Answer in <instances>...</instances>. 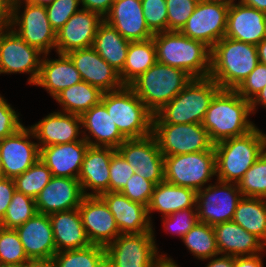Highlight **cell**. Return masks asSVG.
I'll return each mask as SVG.
<instances>
[{
    "instance_id": "obj_1",
    "label": "cell",
    "mask_w": 266,
    "mask_h": 267,
    "mask_svg": "<svg viewBox=\"0 0 266 267\" xmlns=\"http://www.w3.org/2000/svg\"><path fill=\"white\" fill-rule=\"evenodd\" d=\"M250 113L249 100L235 90L220 89L213 97L201 124L215 145L253 130L256 126L248 119Z\"/></svg>"
},
{
    "instance_id": "obj_2",
    "label": "cell",
    "mask_w": 266,
    "mask_h": 267,
    "mask_svg": "<svg viewBox=\"0 0 266 267\" xmlns=\"http://www.w3.org/2000/svg\"><path fill=\"white\" fill-rule=\"evenodd\" d=\"M153 40L157 62L182 69L192 78L209 77L211 48L202 41L190 39L179 31L156 33Z\"/></svg>"
},
{
    "instance_id": "obj_3",
    "label": "cell",
    "mask_w": 266,
    "mask_h": 267,
    "mask_svg": "<svg viewBox=\"0 0 266 267\" xmlns=\"http://www.w3.org/2000/svg\"><path fill=\"white\" fill-rule=\"evenodd\" d=\"M257 45L224 36L211 48V77L221 89L235 90L258 64Z\"/></svg>"
},
{
    "instance_id": "obj_4",
    "label": "cell",
    "mask_w": 266,
    "mask_h": 267,
    "mask_svg": "<svg viewBox=\"0 0 266 267\" xmlns=\"http://www.w3.org/2000/svg\"><path fill=\"white\" fill-rule=\"evenodd\" d=\"M217 180L238 183L266 150V134L257 127L246 135L214 145Z\"/></svg>"
},
{
    "instance_id": "obj_5",
    "label": "cell",
    "mask_w": 266,
    "mask_h": 267,
    "mask_svg": "<svg viewBox=\"0 0 266 267\" xmlns=\"http://www.w3.org/2000/svg\"><path fill=\"white\" fill-rule=\"evenodd\" d=\"M211 78H193L185 88L153 116V124H201L220 90Z\"/></svg>"
},
{
    "instance_id": "obj_6",
    "label": "cell",
    "mask_w": 266,
    "mask_h": 267,
    "mask_svg": "<svg viewBox=\"0 0 266 267\" xmlns=\"http://www.w3.org/2000/svg\"><path fill=\"white\" fill-rule=\"evenodd\" d=\"M101 103L126 139L142 138L152 134L154 114L130 86L124 85L120 89L104 92Z\"/></svg>"
},
{
    "instance_id": "obj_7",
    "label": "cell",
    "mask_w": 266,
    "mask_h": 267,
    "mask_svg": "<svg viewBox=\"0 0 266 267\" xmlns=\"http://www.w3.org/2000/svg\"><path fill=\"white\" fill-rule=\"evenodd\" d=\"M192 79L182 69L156 62L129 86L155 114L175 98Z\"/></svg>"
},
{
    "instance_id": "obj_8",
    "label": "cell",
    "mask_w": 266,
    "mask_h": 267,
    "mask_svg": "<svg viewBox=\"0 0 266 267\" xmlns=\"http://www.w3.org/2000/svg\"><path fill=\"white\" fill-rule=\"evenodd\" d=\"M216 175L215 149L164 157V180L196 192Z\"/></svg>"
},
{
    "instance_id": "obj_9",
    "label": "cell",
    "mask_w": 266,
    "mask_h": 267,
    "mask_svg": "<svg viewBox=\"0 0 266 267\" xmlns=\"http://www.w3.org/2000/svg\"><path fill=\"white\" fill-rule=\"evenodd\" d=\"M24 2V12L19 16L22 1L13 0L11 28L30 46L49 54L56 45V31L51 27L46 7Z\"/></svg>"
},
{
    "instance_id": "obj_10",
    "label": "cell",
    "mask_w": 266,
    "mask_h": 267,
    "mask_svg": "<svg viewBox=\"0 0 266 267\" xmlns=\"http://www.w3.org/2000/svg\"><path fill=\"white\" fill-rule=\"evenodd\" d=\"M155 137L163 156L209 151L214 147L202 124H153Z\"/></svg>"
},
{
    "instance_id": "obj_11",
    "label": "cell",
    "mask_w": 266,
    "mask_h": 267,
    "mask_svg": "<svg viewBox=\"0 0 266 267\" xmlns=\"http://www.w3.org/2000/svg\"><path fill=\"white\" fill-rule=\"evenodd\" d=\"M238 184L217 180L197 191L196 210L199 222L214 226L233 220L238 202L242 198Z\"/></svg>"
},
{
    "instance_id": "obj_12",
    "label": "cell",
    "mask_w": 266,
    "mask_h": 267,
    "mask_svg": "<svg viewBox=\"0 0 266 267\" xmlns=\"http://www.w3.org/2000/svg\"><path fill=\"white\" fill-rule=\"evenodd\" d=\"M229 7L230 2L199 1L179 32L212 48L225 36Z\"/></svg>"
},
{
    "instance_id": "obj_13",
    "label": "cell",
    "mask_w": 266,
    "mask_h": 267,
    "mask_svg": "<svg viewBox=\"0 0 266 267\" xmlns=\"http://www.w3.org/2000/svg\"><path fill=\"white\" fill-rule=\"evenodd\" d=\"M154 232L120 234L105 247L112 267H152L161 256L154 240Z\"/></svg>"
},
{
    "instance_id": "obj_14",
    "label": "cell",
    "mask_w": 266,
    "mask_h": 267,
    "mask_svg": "<svg viewBox=\"0 0 266 267\" xmlns=\"http://www.w3.org/2000/svg\"><path fill=\"white\" fill-rule=\"evenodd\" d=\"M41 54L11 27L0 31V74L30 73L28 84L34 85L40 73Z\"/></svg>"
},
{
    "instance_id": "obj_15",
    "label": "cell",
    "mask_w": 266,
    "mask_h": 267,
    "mask_svg": "<svg viewBox=\"0 0 266 267\" xmlns=\"http://www.w3.org/2000/svg\"><path fill=\"white\" fill-rule=\"evenodd\" d=\"M116 150L141 177L155 185L164 181V156L153 134L126 139Z\"/></svg>"
},
{
    "instance_id": "obj_16",
    "label": "cell",
    "mask_w": 266,
    "mask_h": 267,
    "mask_svg": "<svg viewBox=\"0 0 266 267\" xmlns=\"http://www.w3.org/2000/svg\"><path fill=\"white\" fill-rule=\"evenodd\" d=\"M32 129L23 126L16 133L0 139L1 172L3 177L14 179L30 168L40 157L38 143Z\"/></svg>"
},
{
    "instance_id": "obj_17",
    "label": "cell",
    "mask_w": 266,
    "mask_h": 267,
    "mask_svg": "<svg viewBox=\"0 0 266 267\" xmlns=\"http://www.w3.org/2000/svg\"><path fill=\"white\" fill-rule=\"evenodd\" d=\"M78 210L91 244L106 247L120 235L113 214L100 196H85Z\"/></svg>"
},
{
    "instance_id": "obj_18",
    "label": "cell",
    "mask_w": 266,
    "mask_h": 267,
    "mask_svg": "<svg viewBox=\"0 0 266 267\" xmlns=\"http://www.w3.org/2000/svg\"><path fill=\"white\" fill-rule=\"evenodd\" d=\"M67 55L80 73L82 81L97 87L103 93L124 86L119 72L109 65L93 47L72 50Z\"/></svg>"
},
{
    "instance_id": "obj_19",
    "label": "cell",
    "mask_w": 266,
    "mask_h": 267,
    "mask_svg": "<svg viewBox=\"0 0 266 267\" xmlns=\"http://www.w3.org/2000/svg\"><path fill=\"white\" fill-rule=\"evenodd\" d=\"M104 18L93 11L80 9L56 32L57 54L92 47L96 32Z\"/></svg>"
},
{
    "instance_id": "obj_20",
    "label": "cell",
    "mask_w": 266,
    "mask_h": 267,
    "mask_svg": "<svg viewBox=\"0 0 266 267\" xmlns=\"http://www.w3.org/2000/svg\"><path fill=\"white\" fill-rule=\"evenodd\" d=\"M85 197L77 178L52 177L35 198L36 209L41 214L68 211L80 206Z\"/></svg>"
},
{
    "instance_id": "obj_21",
    "label": "cell",
    "mask_w": 266,
    "mask_h": 267,
    "mask_svg": "<svg viewBox=\"0 0 266 267\" xmlns=\"http://www.w3.org/2000/svg\"><path fill=\"white\" fill-rule=\"evenodd\" d=\"M225 36L257 45L266 37V13L240 1H231Z\"/></svg>"
},
{
    "instance_id": "obj_22",
    "label": "cell",
    "mask_w": 266,
    "mask_h": 267,
    "mask_svg": "<svg viewBox=\"0 0 266 267\" xmlns=\"http://www.w3.org/2000/svg\"><path fill=\"white\" fill-rule=\"evenodd\" d=\"M100 197L113 214L120 234L154 232L147 206L131 201L120 192H104Z\"/></svg>"
},
{
    "instance_id": "obj_23",
    "label": "cell",
    "mask_w": 266,
    "mask_h": 267,
    "mask_svg": "<svg viewBox=\"0 0 266 267\" xmlns=\"http://www.w3.org/2000/svg\"><path fill=\"white\" fill-rule=\"evenodd\" d=\"M30 260L52 259L56 253L49 215L36 213L15 229Z\"/></svg>"
},
{
    "instance_id": "obj_24",
    "label": "cell",
    "mask_w": 266,
    "mask_h": 267,
    "mask_svg": "<svg viewBox=\"0 0 266 267\" xmlns=\"http://www.w3.org/2000/svg\"><path fill=\"white\" fill-rule=\"evenodd\" d=\"M104 21L129 41H144L154 36L146 25L141 0H114Z\"/></svg>"
},
{
    "instance_id": "obj_25",
    "label": "cell",
    "mask_w": 266,
    "mask_h": 267,
    "mask_svg": "<svg viewBox=\"0 0 266 267\" xmlns=\"http://www.w3.org/2000/svg\"><path fill=\"white\" fill-rule=\"evenodd\" d=\"M81 117L76 114L66 112H53L34 124L30 128L34 132L35 138L38 139L39 149L49 145H58L80 141L82 133Z\"/></svg>"
},
{
    "instance_id": "obj_26",
    "label": "cell",
    "mask_w": 266,
    "mask_h": 267,
    "mask_svg": "<svg viewBox=\"0 0 266 267\" xmlns=\"http://www.w3.org/2000/svg\"><path fill=\"white\" fill-rule=\"evenodd\" d=\"M116 151L111 147H88L78 177L85 196H100L109 192V167ZM87 188L93 191L87 193Z\"/></svg>"
},
{
    "instance_id": "obj_27",
    "label": "cell",
    "mask_w": 266,
    "mask_h": 267,
    "mask_svg": "<svg viewBox=\"0 0 266 267\" xmlns=\"http://www.w3.org/2000/svg\"><path fill=\"white\" fill-rule=\"evenodd\" d=\"M90 145L83 138L72 143L49 145L40 148V159L54 177L77 178L85 153Z\"/></svg>"
},
{
    "instance_id": "obj_28",
    "label": "cell",
    "mask_w": 266,
    "mask_h": 267,
    "mask_svg": "<svg viewBox=\"0 0 266 267\" xmlns=\"http://www.w3.org/2000/svg\"><path fill=\"white\" fill-rule=\"evenodd\" d=\"M213 228L217 248L221 255L251 256L265 250L266 244L260 238L249 233L233 220L216 224Z\"/></svg>"
},
{
    "instance_id": "obj_29",
    "label": "cell",
    "mask_w": 266,
    "mask_h": 267,
    "mask_svg": "<svg viewBox=\"0 0 266 267\" xmlns=\"http://www.w3.org/2000/svg\"><path fill=\"white\" fill-rule=\"evenodd\" d=\"M82 128L86 129L89 134L95 138L91 140L90 135H85L82 131L83 138L92 147H111L117 149L126 138L120 133L115 123L109 116L106 107L100 102L84 112L81 116ZM94 141V142H93Z\"/></svg>"
},
{
    "instance_id": "obj_30",
    "label": "cell",
    "mask_w": 266,
    "mask_h": 267,
    "mask_svg": "<svg viewBox=\"0 0 266 267\" xmlns=\"http://www.w3.org/2000/svg\"><path fill=\"white\" fill-rule=\"evenodd\" d=\"M38 79L34 85L41 86L55 98L64 89L82 81L80 73L67 54H58V59H48L43 54ZM47 58V59H46Z\"/></svg>"
},
{
    "instance_id": "obj_31",
    "label": "cell",
    "mask_w": 266,
    "mask_h": 267,
    "mask_svg": "<svg viewBox=\"0 0 266 267\" xmlns=\"http://www.w3.org/2000/svg\"><path fill=\"white\" fill-rule=\"evenodd\" d=\"M56 247V253L81 249L89 242L78 208L49 214Z\"/></svg>"
},
{
    "instance_id": "obj_32",
    "label": "cell",
    "mask_w": 266,
    "mask_h": 267,
    "mask_svg": "<svg viewBox=\"0 0 266 267\" xmlns=\"http://www.w3.org/2000/svg\"><path fill=\"white\" fill-rule=\"evenodd\" d=\"M197 192L188 187L176 186L162 181L154 186L148 205V215L152 211L161 212L167 216L180 210L196 208Z\"/></svg>"
},
{
    "instance_id": "obj_33",
    "label": "cell",
    "mask_w": 266,
    "mask_h": 267,
    "mask_svg": "<svg viewBox=\"0 0 266 267\" xmlns=\"http://www.w3.org/2000/svg\"><path fill=\"white\" fill-rule=\"evenodd\" d=\"M130 41L103 21L96 32L93 48L119 73L123 70Z\"/></svg>"
},
{
    "instance_id": "obj_34",
    "label": "cell",
    "mask_w": 266,
    "mask_h": 267,
    "mask_svg": "<svg viewBox=\"0 0 266 267\" xmlns=\"http://www.w3.org/2000/svg\"><path fill=\"white\" fill-rule=\"evenodd\" d=\"M156 62L153 38L144 41H130L123 70L119 73L122 83L129 86Z\"/></svg>"
},
{
    "instance_id": "obj_35",
    "label": "cell",
    "mask_w": 266,
    "mask_h": 267,
    "mask_svg": "<svg viewBox=\"0 0 266 267\" xmlns=\"http://www.w3.org/2000/svg\"><path fill=\"white\" fill-rule=\"evenodd\" d=\"M233 221L266 244V198L242 197Z\"/></svg>"
},
{
    "instance_id": "obj_36",
    "label": "cell",
    "mask_w": 266,
    "mask_h": 267,
    "mask_svg": "<svg viewBox=\"0 0 266 267\" xmlns=\"http://www.w3.org/2000/svg\"><path fill=\"white\" fill-rule=\"evenodd\" d=\"M103 92L85 81L64 89L54 99L62 106V111L81 116L101 102Z\"/></svg>"
},
{
    "instance_id": "obj_37",
    "label": "cell",
    "mask_w": 266,
    "mask_h": 267,
    "mask_svg": "<svg viewBox=\"0 0 266 267\" xmlns=\"http://www.w3.org/2000/svg\"><path fill=\"white\" fill-rule=\"evenodd\" d=\"M185 246L197 259L207 260L220 255L213 226L197 222L182 238Z\"/></svg>"
},
{
    "instance_id": "obj_38",
    "label": "cell",
    "mask_w": 266,
    "mask_h": 267,
    "mask_svg": "<svg viewBox=\"0 0 266 267\" xmlns=\"http://www.w3.org/2000/svg\"><path fill=\"white\" fill-rule=\"evenodd\" d=\"M105 255V247L90 244L81 249L57 252L51 260L55 267H95Z\"/></svg>"
},
{
    "instance_id": "obj_39",
    "label": "cell",
    "mask_w": 266,
    "mask_h": 267,
    "mask_svg": "<svg viewBox=\"0 0 266 267\" xmlns=\"http://www.w3.org/2000/svg\"><path fill=\"white\" fill-rule=\"evenodd\" d=\"M53 177L51 170L39 158L30 168L13 179L15 189L36 198Z\"/></svg>"
},
{
    "instance_id": "obj_40",
    "label": "cell",
    "mask_w": 266,
    "mask_h": 267,
    "mask_svg": "<svg viewBox=\"0 0 266 267\" xmlns=\"http://www.w3.org/2000/svg\"><path fill=\"white\" fill-rule=\"evenodd\" d=\"M37 213L35 199L15 191L0 226L6 229H16Z\"/></svg>"
},
{
    "instance_id": "obj_41",
    "label": "cell",
    "mask_w": 266,
    "mask_h": 267,
    "mask_svg": "<svg viewBox=\"0 0 266 267\" xmlns=\"http://www.w3.org/2000/svg\"><path fill=\"white\" fill-rule=\"evenodd\" d=\"M237 184L244 197L266 198V150Z\"/></svg>"
},
{
    "instance_id": "obj_42",
    "label": "cell",
    "mask_w": 266,
    "mask_h": 267,
    "mask_svg": "<svg viewBox=\"0 0 266 267\" xmlns=\"http://www.w3.org/2000/svg\"><path fill=\"white\" fill-rule=\"evenodd\" d=\"M29 261L17 231L0 226V267L23 265Z\"/></svg>"
},
{
    "instance_id": "obj_43",
    "label": "cell",
    "mask_w": 266,
    "mask_h": 267,
    "mask_svg": "<svg viewBox=\"0 0 266 267\" xmlns=\"http://www.w3.org/2000/svg\"><path fill=\"white\" fill-rule=\"evenodd\" d=\"M199 0H166L167 31H180Z\"/></svg>"
},
{
    "instance_id": "obj_44",
    "label": "cell",
    "mask_w": 266,
    "mask_h": 267,
    "mask_svg": "<svg viewBox=\"0 0 266 267\" xmlns=\"http://www.w3.org/2000/svg\"><path fill=\"white\" fill-rule=\"evenodd\" d=\"M146 25L153 33L167 32L166 0H141Z\"/></svg>"
},
{
    "instance_id": "obj_45",
    "label": "cell",
    "mask_w": 266,
    "mask_h": 267,
    "mask_svg": "<svg viewBox=\"0 0 266 267\" xmlns=\"http://www.w3.org/2000/svg\"><path fill=\"white\" fill-rule=\"evenodd\" d=\"M155 184L150 180L141 177L134 173L132 177L127 180L126 185L120 191L123 195L131 201L141 203L148 207Z\"/></svg>"
},
{
    "instance_id": "obj_46",
    "label": "cell",
    "mask_w": 266,
    "mask_h": 267,
    "mask_svg": "<svg viewBox=\"0 0 266 267\" xmlns=\"http://www.w3.org/2000/svg\"><path fill=\"white\" fill-rule=\"evenodd\" d=\"M134 173L135 169L116 151L111 157L109 167V191L120 192Z\"/></svg>"
},
{
    "instance_id": "obj_47",
    "label": "cell",
    "mask_w": 266,
    "mask_h": 267,
    "mask_svg": "<svg viewBox=\"0 0 266 267\" xmlns=\"http://www.w3.org/2000/svg\"><path fill=\"white\" fill-rule=\"evenodd\" d=\"M162 218L166 231L180 235L181 239L198 222L196 208L180 210Z\"/></svg>"
},
{
    "instance_id": "obj_48",
    "label": "cell",
    "mask_w": 266,
    "mask_h": 267,
    "mask_svg": "<svg viewBox=\"0 0 266 267\" xmlns=\"http://www.w3.org/2000/svg\"><path fill=\"white\" fill-rule=\"evenodd\" d=\"M80 0H54L46 6L51 27L57 32L80 9Z\"/></svg>"
},
{
    "instance_id": "obj_49",
    "label": "cell",
    "mask_w": 266,
    "mask_h": 267,
    "mask_svg": "<svg viewBox=\"0 0 266 267\" xmlns=\"http://www.w3.org/2000/svg\"><path fill=\"white\" fill-rule=\"evenodd\" d=\"M266 86V65L258 62L255 69L235 89L244 99L251 101Z\"/></svg>"
},
{
    "instance_id": "obj_50",
    "label": "cell",
    "mask_w": 266,
    "mask_h": 267,
    "mask_svg": "<svg viewBox=\"0 0 266 267\" xmlns=\"http://www.w3.org/2000/svg\"><path fill=\"white\" fill-rule=\"evenodd\" d=\"M24 125L20 122L19 113L0 95V139L16 133Z\"/></svg>"
},
{
    "instance_id": "obj_51",
    "label": "cell",
    "mask_w": 266,
    "mask_h": 267,
    "mask_svg": "<svg viewBox=\"0 0 266 267\" xmlns=\"http://www.w3.org/2000/svg\"><path fill=\"white\" fill-rule=\"evenodd\" d=\"M15 184L13 179L3 177L0 180V220L4 217L7 207L13 197Z\"/></svg>"
},
{
    "instance_id": "obj_52",
    "label": "cell",
    "mask_w": 266,
    "mask_h": 267,
    "mask_svg": "<svg viewBox=\"0 0 266 267\" xmlns=\"http://www.w3.org/2000/svg\"><path fill=\"white\" fill-rule=\"evenodd\" d=\"M114 0H80L82 9L96 12L103 18L109 12Z\"/></svg>"
},
{
    "instance_id": "obj_53",
    "label": "cell",
    "mask_w": 266,
    "mask_h": 267,
    "mask_svg": "<svg viewBox=\"0 0 266 267\" xmlns=\"http://www.w3.org/2000/svg\"><path fill=\"white\" fill-rule=\"evenodd\" d=\"M13 0H0V31L11 27Z\"/></svg>"
},
{
    "instance_id": "obj_54",
    "label": "cell",
    "mask_w": 266,
    "mask_h": 267,
    "mask_svg": "<svg viewBox=\"0 0 266 267\" xmlns=\"http://www.w3.org/2000/svg\"><path fill=\"white\" fill-rule=\"evenodd\" d=\"M261 253L251 256L234 257V267H264Z\"/></svg>"
},
{
    "instance_id": "obj_55",
    "label": "cell",
    "mask_w": 266,
    "mask_h": 267,
    "mask_svg": "<svg viewBox=\"0 0 266 267\" xmlns=\"http://www.w3.org/2000/svg\"><path fill=\"white\" fill-rule=\"evenodd\" d=\"M218 255L210 258L206 267H234V257L229 255ZM212 259V260H211Z\"/></svg>"
},
{
    "instance_id": "obj_56",
    "label": "cell",
    "mask_w": 266,
    "mask_h": 267,
    "mask_svg": "<svg viewBox=\"0 0 266 267\" xmlns=\"http://www.w3.org/2000/svg\"><path fill=\"white\" fill-rule=\"evenodd\" d=\"M263 105L266 108V86L250 101L252 114L256 110L257 105Z\"/></svg>"
},
{
    "instance_id": "obj_57",
    "label": "cell",
    "mask_w": 266,
    "mask_h": 267,
    "mask_svg": "<svg viewBox=\"0 0 266 267\" xmlns=\"http://www.w3.org/2000/svg\"><path fill=\"white\" fill-rule=\"evenodd\" d=\"M152 267H179L171 258L161 255L152 265Z\"/></svg>"
},
{
    "instance_id": "obj_58",
    "label": "cell",
    "mask_w": 266,
    "mask_h": 267,
    "mask_svg": "<svg viewBox=\"0 0 266 267\" xmlns=\"http://www.w3.org/2000/svg\"><path fill=\"white\" fill-rule=\"evenodd\" d=\"M241 3L266 13V0H238Z\"/></svg>"
},
{
    "instance_id": "obj_59",
    "label": "cell",
    "mask_w": 266,
    "mask_h": 267,
    "mask_svg": "<svg viewBox=\"0 0 266 267\" xmlns=\"http://www.w3.org/2000/svg\"><path fill=\"white\" fill-rule=\"evenodd\" d=\"M258 60L266 65V37L257 44Z\"/></svg>"
},
{
    "instance_id": "obj_60",
    "label": "cell",
    "mask_w": 266,
    "mask_h": 267,
    "mask_svg": "<svg viewBox=\"0 0 266 267\" xmlns=\"http://www.w3.org/2000/svg\"><path fill=\"white\" fill-rule=\"evenodd\" d=\"M27 267H55L51 259L47 260H30Z\"/></svg>"
},
{
    "instance_id": "obj_61",
    "label": "cell",
    "mask_w": 266,
    "mask_h": 267,
    "mask_svg": "<svg viewBox=\"0 0 266 267\" xmlns=\"http://www.w3.org/2000/svg\"><path fill=\"white\" fill-rule=\"evenodd\" d=\"M22 1H26L33 5H40L46 7L50 5L54 0H22Z\"/></svg>"
},
{
    "instance_id": "obj_62",
    "label": "cell",
    "mask_w": 266,
    "mask_h": 267,
    "mask_svg": "<svg viewBox=\"0 0 266 267\" xmlns=\"http://www.w3.org/2000/svg\"><path fill=\"white\" fill-rule=\"evenodd\" d=\"M95 267H112L110 259L105 255Z\"/></svg>"
},
{
    "instance_id": "obj_63",
    "label": "cell",
    "mask_w": 266,
    "mask_h": 267,
    "mask_svg": "<svg viewBox=\"0 0 266 267\" xmlns=\"http://www.w3.org/2000/svg\"><path fill=\"white\" fill-rule=\"evenodd\" d=\"M199 1H220V2H231L233 0H199Z\"/></svg>"
},
{
    "instance_id": "obj_64",
    "label": "cell",
    "mask_w": 266,
    "mask_h": 267,
    "mask_svg": "<svg viewBox=\"0 0 266 267\" xmlns=\"http://www.w3.org/2000/svg\"><path fill=\"white\" fill-rule=\"evenodd\" d=\"M2 267H27V264H23V265H11V266H2Z\"/></svg>"
},
{
    "instance_id": "obj_65",
    "label": "cell",
    "mask_w": 266,
    "mask_h": 267,
    "mask_svg": "<svg viewBox=\"0 0 266 267\" xmlns=\"http://www.w3.org/2000/svg\"><path fill=\"white\" fill-rule=\"evenodd\" d=\"M0 169H1V150H0Z\"/></svg>"
},
{
    "instance_id": "obj_66",
    "label": "cell",
    "mask_w": 266,
    "mask_h": 267,
    "mask_svg": "<svg viewBox=\"0 0 266 267\" xmlns=\"http://www.w3.org/2000/svg\"><path fill=\"white\" fill-rule=\"evenodd\" d=\"M1 178H3V176H2V172H1V170H0V180H1Z\"/></svg>"
}]
</instances>
